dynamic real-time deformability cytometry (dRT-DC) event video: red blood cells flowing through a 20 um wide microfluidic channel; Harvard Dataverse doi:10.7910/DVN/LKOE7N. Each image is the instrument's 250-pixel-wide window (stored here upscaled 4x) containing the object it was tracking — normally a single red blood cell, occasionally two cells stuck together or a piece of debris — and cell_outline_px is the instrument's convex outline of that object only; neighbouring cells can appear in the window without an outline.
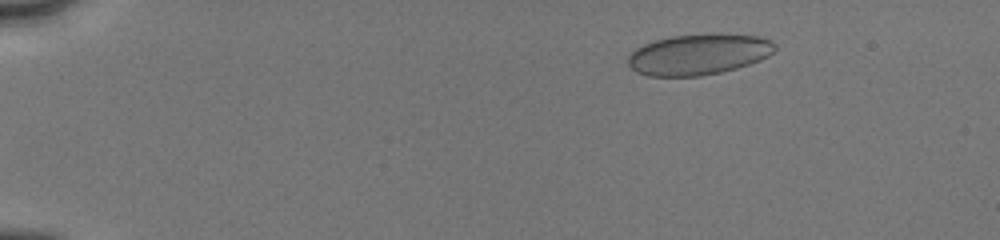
{"species": "human", "species_latin": "Homo sapiens", "temperature_condition": "cold", "stored_images_in_passage": 33, "camera_frame_rate_fps": 3000, "um_per_image_px": 0.085, "donor": {"sex": "male"}, "frame": {"image": 1, "passage_image": 15, "time_ms": 2.667, "image_size_px": [1000, 240], "cell_outline_px": [[776, 48], [768, 56], [760, 60], [736, 68], [720, 72], [700, 76], [648, 76], [636, 72], [628, 64], [628, 56], [636, 48], [644, 44], [656, 40], [672, 36], [756, 36], [772, 40], [776, 44]], "centroid_in_image_um": [59.35, 4.66], "position_along_channel_um": 25.7, "area_um2": 33.99}}
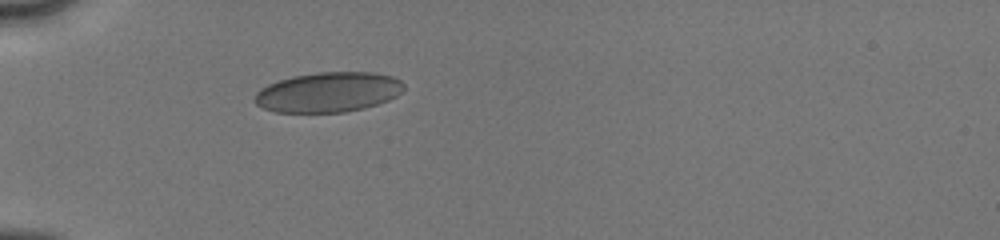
{"frame": {"image": 2, "passage_image": 30, "time_ms": 5.667, "image_size_px": [1000, 240], "cell_outline_px": [[404, 88], [396, 96], [388, 100], [364, 108], [344, 112], [276, 112], [264, 108], [256, 104], [252, 100], [256, 92], [260, 88], [268, 84], [292, 76], [316, 72], [376, 72], [392, 76], [400, 80], [404, 84]], "centroid_in_image_um": [27.89, 7.82], "position_along_channel_um": 57.1, "area_um2": 34.85}}